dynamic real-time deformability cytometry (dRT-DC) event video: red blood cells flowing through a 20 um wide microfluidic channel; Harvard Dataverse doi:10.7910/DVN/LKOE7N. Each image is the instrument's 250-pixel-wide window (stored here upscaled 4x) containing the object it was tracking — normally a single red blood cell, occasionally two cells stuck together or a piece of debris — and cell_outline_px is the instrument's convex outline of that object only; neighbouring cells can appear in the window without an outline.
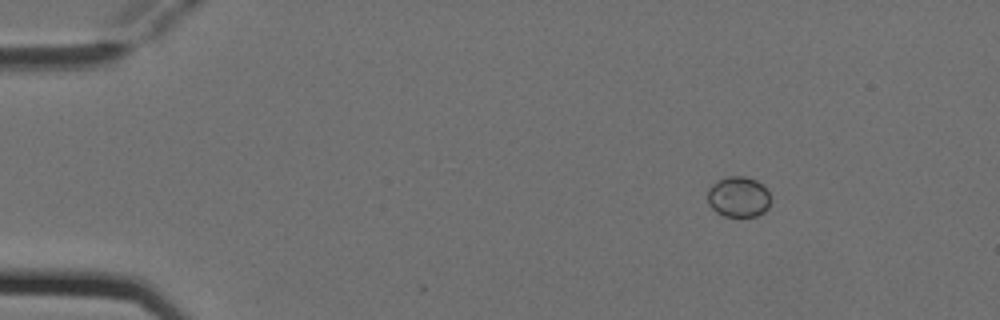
{"species": "Egyptian fruit bat (a non-hibernating species)", "species_latin": "Rousettus aegyptiacus", "temperature_condition": "cold", "stored_images_in_passage": 7, "camera_frame_rate_fps": 3000, "um_per_image_px": 0.085, "animal": {"sex": "female"}, "frame": {"image": 1, "passage_image": 2, "time_ms": 0.333, "image_size_px": [1000, 320], "cell_outline_px": [[768, 208], [764, 212], [756, 216], [724, 216], [716, 212], [708, 204], [708, 188], [712, 184], [728, 176], [744, 176], [756, 180], [764, 184], [768, 192]], "centroid_in_image_um": [62.76, 16.73], "position_along_channel_um": 22.2, "area_um2": 14.85}}
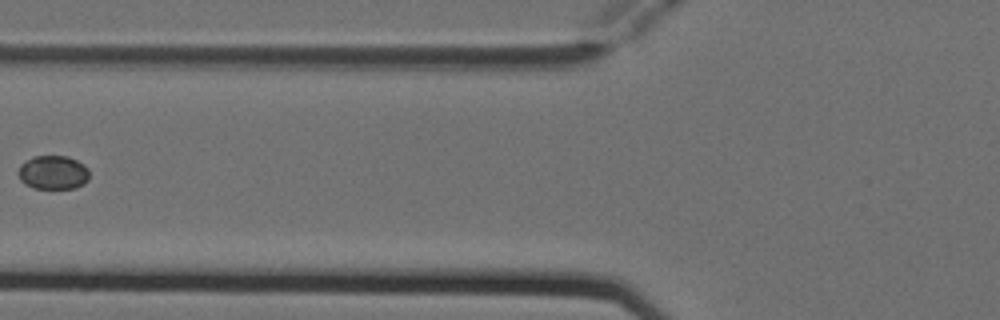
{"frame": {"image": 2, "passage_image": 6, "time_ms": 1.667, "image_size_px": [1000, 320], "cell_outline_px": [[88, 180], [84, 184], [76, 188], [32, 188], [24, 184], [20, 180], [16, 172], [20, 164], [32, 156], [68, 156], [84, 164], [88, 168]], "centroid_in_image_um": [4.48, 14.66], "position_along_channel_um": 121.3, "area_um2": 14.28}}
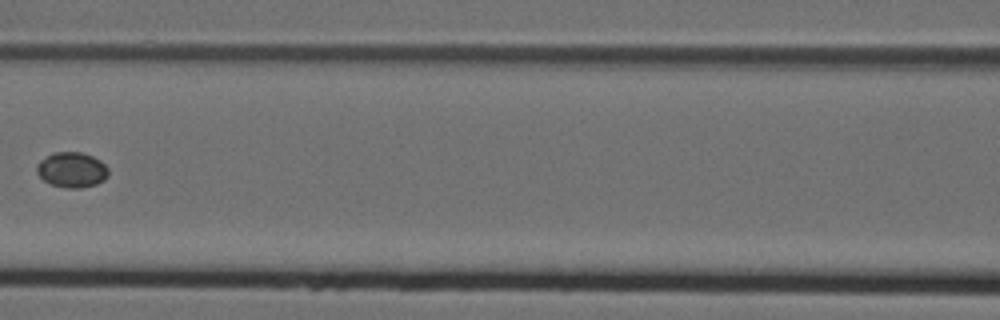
{"frame": {"image": 3, "passage_image": 7, "time_ms": 2.0, "image_size_px": [1000, 320], "cell_outline_px": [[108, 176], [104, 180], [96, 184], [80, 188], [64, 188], [52, 184], [44, 180], [36, 172], [36, 164], [40, 160], [56, 152], [80, 152], [92, 156], [100, 160], [108, 168]], "centroid_in_image_um": [6.11, 14.44], "position_along_channel_um": 160.5, "area_um2": 14.68}}